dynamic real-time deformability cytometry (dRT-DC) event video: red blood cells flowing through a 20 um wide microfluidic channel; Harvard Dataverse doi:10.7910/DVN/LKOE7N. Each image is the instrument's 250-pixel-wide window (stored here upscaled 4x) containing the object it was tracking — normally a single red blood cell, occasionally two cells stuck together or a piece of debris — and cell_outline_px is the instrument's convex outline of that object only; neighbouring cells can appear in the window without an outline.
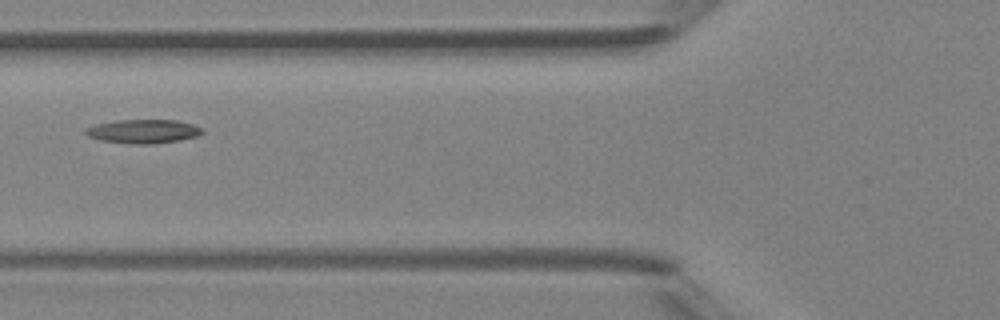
{"species": "Egyptian fruit bat (a non-hibernating species)", "species_latin": "Rousettus aegyptiacus", "temperature_condition": "room temperature", "stored_images_in_passage": 5, "camera_frame_rate_fps": 3000, "um_per_image_px": 0.085, "animal": {"sex": "female"}, "frame": {"image": 1, "passage_image": 5, "time_ms": 4.667, "image_size_px": [1000, 320], "cell_outline_px": [[204, 132], [196, 136], [180, 140], [152, 144], [132, 144], [100, 140], [88, 136], [84, 132], [84, 128], [96, 124], [116, 120], [176, 120], [192, 124], [200, 128]], "centroid_in_image_um": [12.13, 11.16], "position_along_channel_um": 113.7, "area_um2": 16.18}}